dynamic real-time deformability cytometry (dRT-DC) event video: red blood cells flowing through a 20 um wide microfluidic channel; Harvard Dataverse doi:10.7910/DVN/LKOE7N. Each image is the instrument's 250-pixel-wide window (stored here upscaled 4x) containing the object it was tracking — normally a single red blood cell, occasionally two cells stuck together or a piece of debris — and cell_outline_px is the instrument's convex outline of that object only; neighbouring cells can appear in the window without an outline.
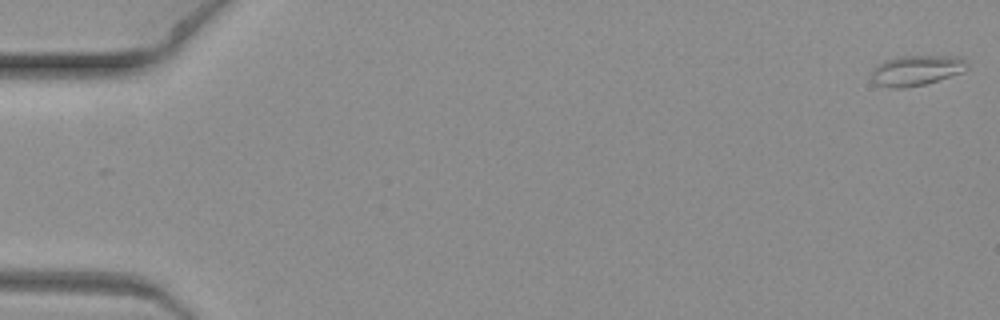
{"species": "common noctule bat (a hibernating species)", "species_latin": "Nyctalus noctula", "temperature_condition": "warm", "stored_images_in_passage": 11, "camera_frame_rate_fps": 3000, "um_per_image_px": 0.085, "animal": {"sex": "female", "body_mass_g": 19.3, "forearm_length_mm": 54.1}, "frame": {"image": 1, "passage_image": 1, "time_ms": 0.0, "image_size_px": [1000, 320], "cell_outline_px": [[964, 72], [924, 84], [904, 88], [892, 88], [876, 84], [872, 80], [872, 68], [884, 60], [900, 56], [960, 56], [964, 60]], "centroid_in_image_um": [77.84, 5.98], "position_along_channel_um": 7.2, "area_um2": 16.7}}
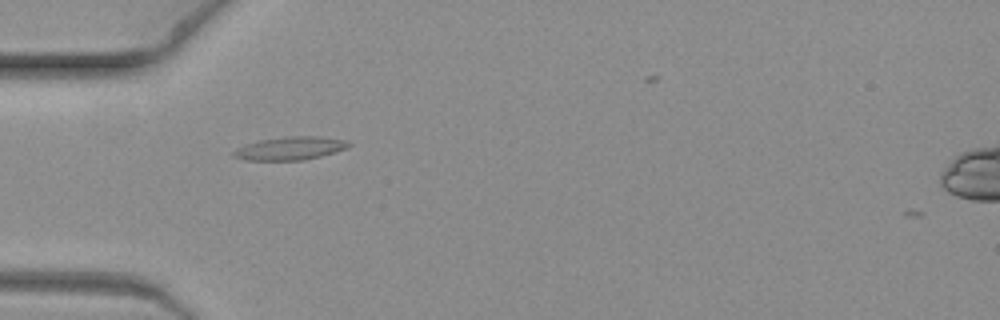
{"frame": {"image": 2, "passage_image": 7, "time_ms": 2.0, "image_size_px": [1000, 320], "cell_outline_px": [[352, 144], [348, 148], [320, 156], [304, 160], [248, 160], [232, 156], [232, 152], [236, 148], [260, 140], [288, 136], [320, 136], [348, 140]], "centroid_in_image_um": [24.71, 12.6], "position_along_channel_um": 60.3, "area_um2": 15.55}}
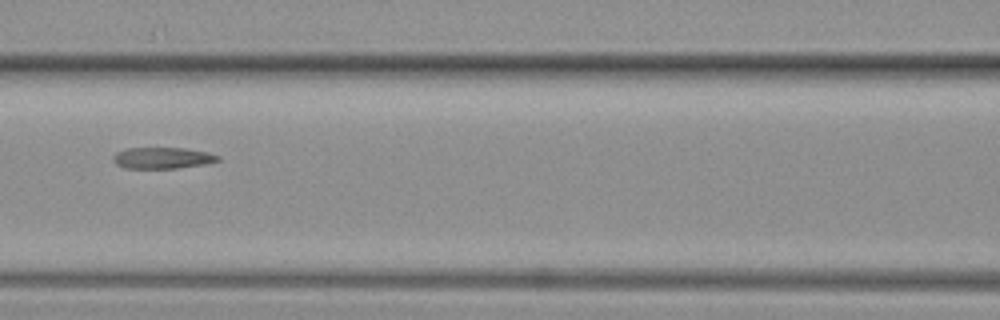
{"frame": {"image": 3, "passage_image": 10, "time_ms": 3.0, "image_size_px": [1000, 320], "cell_outline_px": [[220, 160], [208, 164], [176, 168], [124, 168], [116, 164], [112, 160], [112, 156], [116, 152], [128, 148], [184, 148], [208, 152], [220, 156]], "centroid_in_image_um": [13.82, 13.43], "position_along_channel_um": 152.8, "area_um2": 13.12}}